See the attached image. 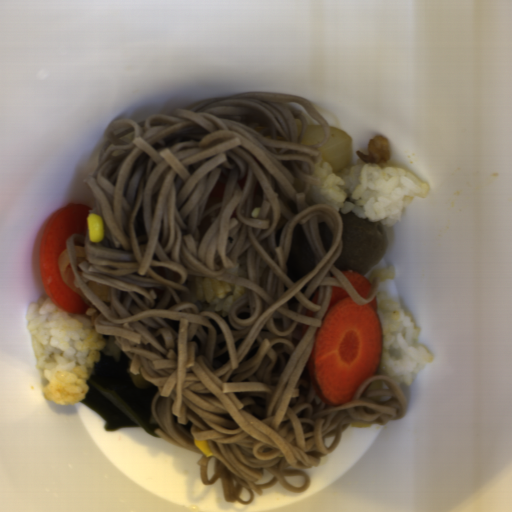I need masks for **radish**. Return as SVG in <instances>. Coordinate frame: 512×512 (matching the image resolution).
Returning a JSON list of instances; mask_svg holds the SVG:
<instances>
[{
  "mask_svg": "<svg viewBox=\"0 0 512 512\" xmlns=\"http://www.w3.org/2000/svg\"><path fill=\"white\" fill-rule=\"evenodd\" d=\"M318 165L326 162L332 172L348 167L354 157L352 141L345 131L329 126V142L317 150Z\"/></svg>",
  "mask_w": 512,
  "mask_h": 512,
  "instance_id": "1f323893",
  "label": "radish"
},
{
  "mask_svg": "<svg viewBox=\"0 0 512 512\" xmlns=\"http://www.w3.org/2000/svg\"><path fill=\"white\" fill-rule=\"evenodd\" d=\"M307 125V124H306ZM325 133L322 125H307L306 134L300 146H310L324 141Z\"/></svg>",
  "mask_w": 512,
  "mask_h": 512,
  "instance_id": "8e3532e8",
  "label": "radish"
}]
</instances>
